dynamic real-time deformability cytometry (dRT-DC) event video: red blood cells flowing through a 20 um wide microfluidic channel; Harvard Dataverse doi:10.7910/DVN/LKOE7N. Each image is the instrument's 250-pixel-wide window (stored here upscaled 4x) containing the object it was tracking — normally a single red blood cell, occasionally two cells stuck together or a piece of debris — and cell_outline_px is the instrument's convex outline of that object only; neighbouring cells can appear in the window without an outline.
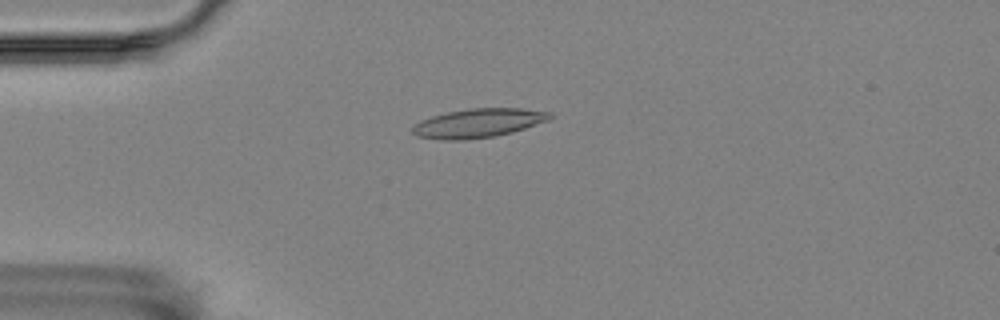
{"species": "Egyptian fruit bat (a non-hibernating species)", "species_latin": "Rousettus aegyptiacus", "temperature_condition": "room temperature", "stored_images_in_passage": 5, "segment_of_instrument_passage": [1, 2], "camera_frame_rate_fps": 3000, "um_per_image_px": 0.085, "animal": {"sex": "female"}, "frame": {"image": 1, "passage_image": 4, "time_ms": 1.0, "image_size_px": [1000, 320], "cell_outline_px": [[552, 116], [548, 120], [512, 132], [496, 136], [464, 140], [440, 140], [416, 136], [412, 132], [412, 128], [420, 120], [432, 116], [448, 112], [468, 108], [520, 108], [552, 112]], "centroid_in_image_um": [40.63, 10.46], "position_along_channel_um": 44.4, "area_um2": 23.18}}